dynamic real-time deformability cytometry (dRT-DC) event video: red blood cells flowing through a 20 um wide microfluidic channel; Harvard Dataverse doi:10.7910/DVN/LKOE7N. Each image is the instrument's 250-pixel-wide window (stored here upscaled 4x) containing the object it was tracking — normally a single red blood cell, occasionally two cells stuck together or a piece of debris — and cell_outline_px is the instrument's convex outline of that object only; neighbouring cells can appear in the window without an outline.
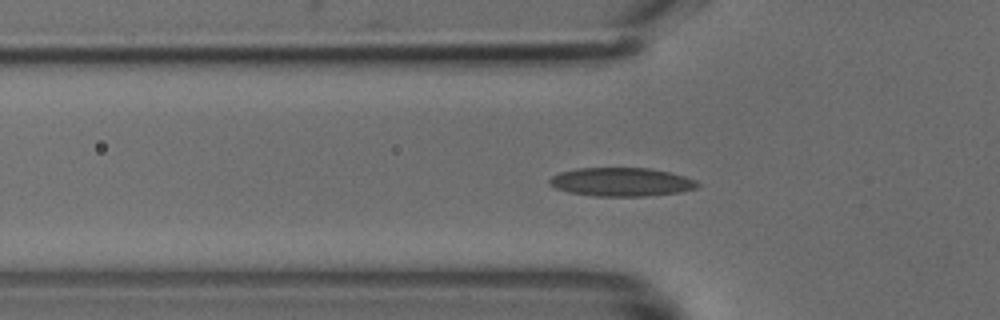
{"species": "common noctule bat (a hibernating species)", "species_latin": "Nyctalus noctula", "temperature_condition": "cold", "stored_images_in_passage": 49, "segment_of_instrument_passage": [1, 2], "camera_frame_rate_fps": 3000, "um_per_image_px": 0.085, "animal": {"sex": "male", "body_mass_g": 18.8}, "frame": {"image": 1, "passage_image": 15, "time_ms": 4.667, "image_size_px": [1000, 320], "cell_outline_px": [[700, 184], [696, 188], [680, 192], [644, 196], [596, 196], [568, 192], [556, 188], [548, 184], [548, 180], [552, 176], [560, 172], [580, 168], [648, 168], [668, 172], [684, 176], [696, 180]], "centroid_in_image_um": [52.8, 15.47], "position_along_channel_um": 73.0, "area_um2": 24.57}}
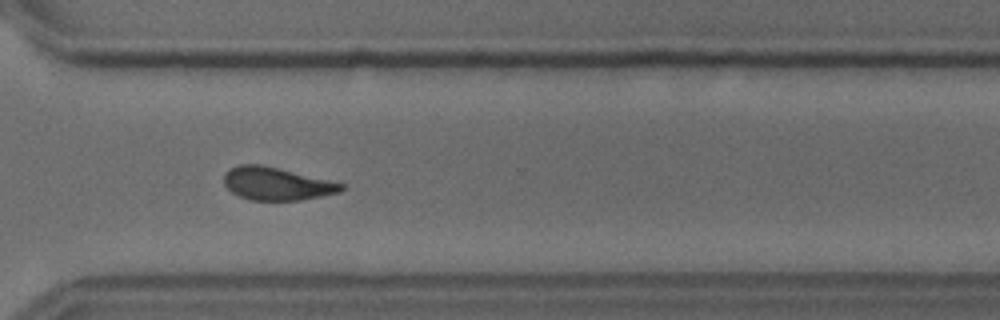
{"frame": {"image": 2, "passage_image": 35, "time_ms": 11.333, "image_size_px": [1000, 320], "cell_outline_px": [[344, 188], [340, 192], [300, 200], [248, 200], [232, 192], [224, 184], [224, 172], [228, 168], [240, 164], [260, 164], [328, 180], [344, 184]], "centroid_in_image_um": [23.46, 15.61], "position_along_channel_um": 347.1, "area_um2": 22.25}}
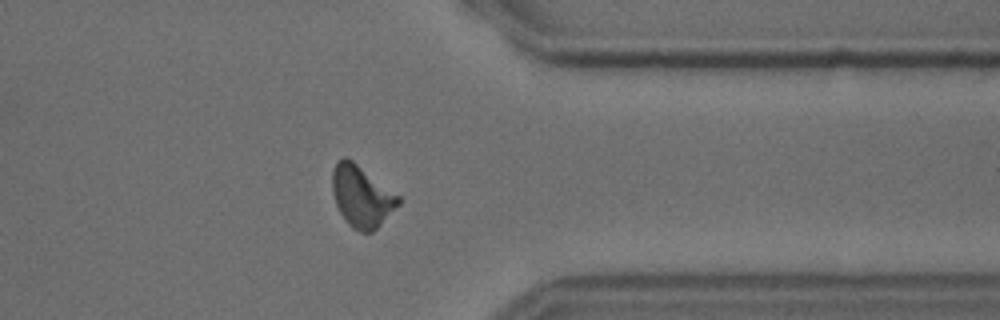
{"frame": {"image": 3, "passage_image": 38, "time_ms": 12.333, "image_size_px": [1000, 320], "cell_outline_px": [[400, 204], [372, 232], [360, 232], [352, 228], [348, 224], [340, 212], [336, 204], [332, 192], [332, 172], [336, 164], [344, 156], [352, 160], [400, 196]], "centroid_in_image_um": [30.74, 16.69], "position_along_channel_um": 380.7, "area_um2": 23.41}}